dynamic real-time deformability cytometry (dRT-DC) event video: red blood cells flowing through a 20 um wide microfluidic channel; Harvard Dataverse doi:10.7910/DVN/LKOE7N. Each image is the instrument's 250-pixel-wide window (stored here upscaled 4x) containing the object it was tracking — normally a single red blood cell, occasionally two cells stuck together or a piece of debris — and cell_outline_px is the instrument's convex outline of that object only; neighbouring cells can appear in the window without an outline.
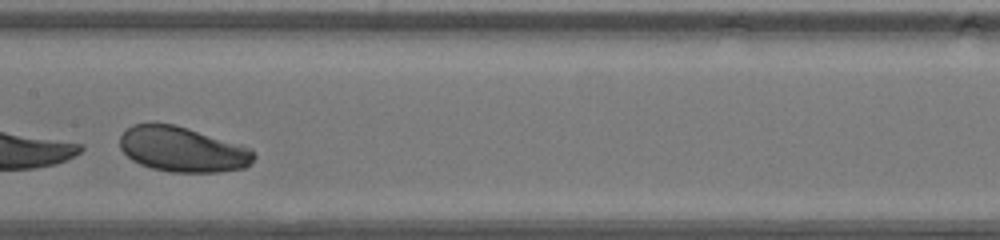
{"species": "human", "species_latin": "Homo sapiens", "temperature_condition": "warm", "stored_images_in_passage": 25, "segment_of_instrument_passage": [2, 2], "camera_frame_rate_fps": 3000, "um_per_image_px": 0.085, "donor": {"sex": "male"}, "frame": {"image": 1, "passage_image": 13, "time_ms": 4.0, "image_size_px": [1000, 240], "cell_outline_px": [[256, 156], [244, 168], [220, 172], [172, 172], [152, 168], [140, 164], [132, 160], [120, 148], [120, 136], [132, 124], [172, 124], [188, 128], [252, 148]], "centroid_in_image_um": [15.52, 12.7], "position_along_channel_um": 191.9, "area_um2": 34.97}}
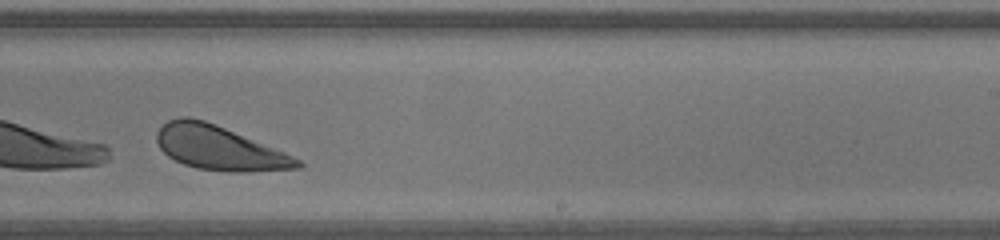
{"frame": {"image": 2, "passage_image": 18, "time_ms": 5.667, "image_size_px": [1000, 240], "cell_outline_px": [[304, 164], [300, 168], [248, 172], [228, 172], [196, 168], [184, 164], [168, 156], [160, 148], [156, 140], [156, 132], [168, 120], [180, 116], [188, 116], [204, 120], [216, 124], [284, 152], [300, 160]], "centroid_in_image_um": [18.61, 12.58], "position_along_channel_um": 270.4, "area_um2": 36.07}}
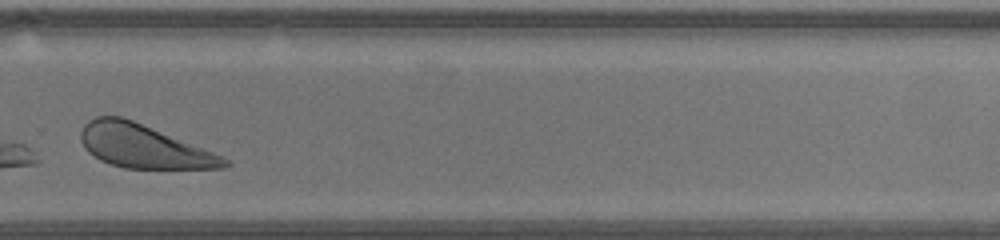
{"frame": {"image": 3, "passage_image": 21, "time_ms": 6.667, "image_size_px": [1000, 240], "cell_outline_px": [[232, 164], [224, 168], [124, 168], [100, 160], [88, 152], [84, 148], [80, 140], [80, 132], [84, 124], [88, 120], [96, 116], [120, 116], [132, 120], [212, 152], [228, 160]], "centroid_in_image_um": [12.13, 12.43], "position_along_channel_um": 317.7, "area_um2": 35.72}}